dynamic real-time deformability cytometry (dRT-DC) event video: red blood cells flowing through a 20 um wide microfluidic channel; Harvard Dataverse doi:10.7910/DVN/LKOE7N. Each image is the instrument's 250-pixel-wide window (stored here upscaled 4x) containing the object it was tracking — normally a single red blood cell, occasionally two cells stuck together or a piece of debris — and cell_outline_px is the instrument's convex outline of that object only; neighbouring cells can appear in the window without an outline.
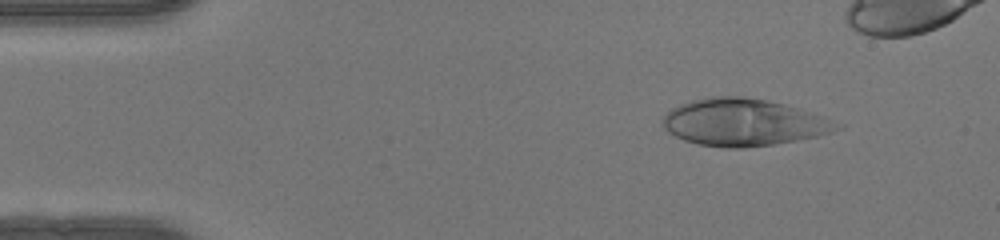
{"species": "human", "species_latin": "Homo sapiens", "temperature_condition": "warm", "stored_images_in_passage": 45, "camera_frame_rate_fps": 3000, "um_per_image_px": 0.085, "donor": {"sex": "female"}, "frame": {"image": 1, "passage_image": 7, "time_ms": 2.0, "image_size_px": [1000, 240], "cell_outline_px": [[844, 128], [832, 132], [816, 136], [796, 140], [772, 144], [744, 148], [724, 148], [696, 144], [684, 140], [668, 132], [664, 128], [660, 120], [672, 108], [680, 104], [712, 96], [736, 96], [764, 100], [796, 108], [844, 124]], "centroid_in_image_um": [63.17, 10.42], "position_along_channel_um": 21.8, "area_um2": 47.28}}
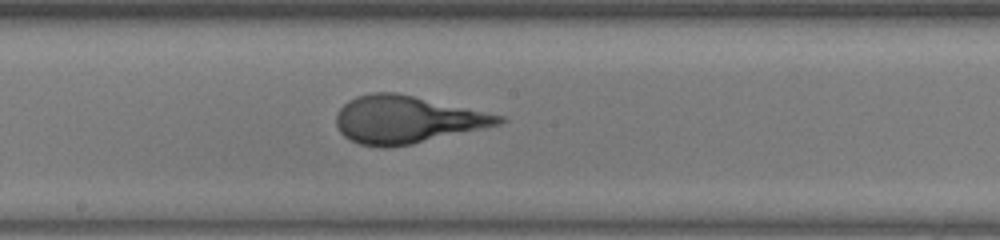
{"frame": {"image": 2, "passage_image": 27, "time_ms": 8.667, "image_size_px": [1000, 240], "cell_outline_px": [[508, 120], [500, 124], [484, 128], [412, 144], [384, 148], [380, 148], [360, 144], [344, 136], [340, 132], [336, 124], [336, 112], [348, 100], [356, 96], [372, 92], [396, 92], [504, 116]], "centroid_in_image_um": [34.54, 10.17], "position_along_channel_um": 213.7, "area_um2": 44.8}}
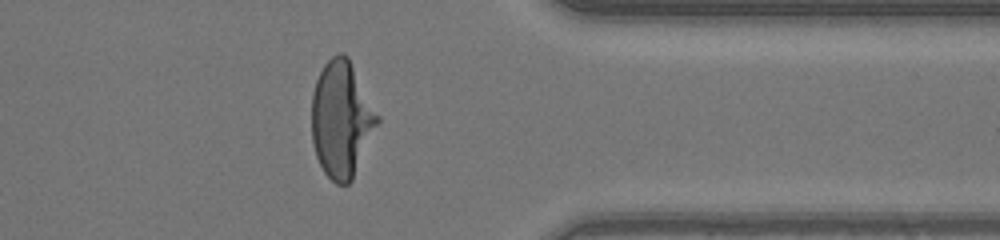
{"frame": {"image": 3, "passage_image": 40, "time_ms": 13.0, "image_size_px": [1000, 240], "cell_outline_px": [[380, 120], [352, 180], [348, 184], [336, 184], [324, 172], [316, 156], [312, 140], [312, 92], [316, 80], [324, 64], [332, 56], [340, 52], [344, 52], [348, 56], [380, 116]], "centroid_in_image_um": [29.03, 10.12], "position_along_channel_um": 382.4, "area_um2": 44.56}, "authors_computed_cell_mechanics": {"area_um2": 44.506, "velocity_mm_per_s": 4.1669, "shape_relaxation_time_tau1_ms": 6.593, "shape_relaxation_time_tau2_ms": null, "deformation_change_tau1": 0.3463, "deformation_change_tau2": null}}